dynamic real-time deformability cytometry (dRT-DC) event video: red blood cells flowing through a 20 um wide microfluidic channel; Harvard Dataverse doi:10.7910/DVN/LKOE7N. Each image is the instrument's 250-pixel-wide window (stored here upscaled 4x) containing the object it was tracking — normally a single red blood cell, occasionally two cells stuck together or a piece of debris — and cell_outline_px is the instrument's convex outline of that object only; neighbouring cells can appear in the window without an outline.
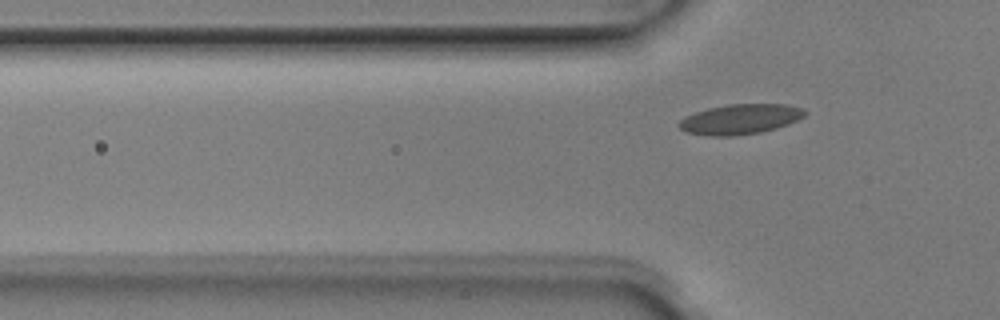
{"species": "Egyptian fruit bat (a non-hibernating species)", "species_latin": "Rousettus aegyptiacus", "temperature_condition": "room temperature", "stored_images_in_passage": 6, "camera_frame_rate_fps": 3000, "um_per_image_px": 0.085, "animal": {"sex": "male"}, "frame": {"image": 1, "passage_image": 6, "time_ms": 1.667, "image_size_px": [1000, 320], "cell_outline_px": [[808, 112], [804, 116], [788, 124], [776, 128], [760, 132], [732, 136], [708, 136], [688, 132], [680, 128], [676, 124], [684, 116], [708, 108], [728, 104], [788, 104], [804, 108]], "centroid_in_image_um": [62.92, 10.12], "position_along_channel_um": 62.9, "area_um2": 22.14}}